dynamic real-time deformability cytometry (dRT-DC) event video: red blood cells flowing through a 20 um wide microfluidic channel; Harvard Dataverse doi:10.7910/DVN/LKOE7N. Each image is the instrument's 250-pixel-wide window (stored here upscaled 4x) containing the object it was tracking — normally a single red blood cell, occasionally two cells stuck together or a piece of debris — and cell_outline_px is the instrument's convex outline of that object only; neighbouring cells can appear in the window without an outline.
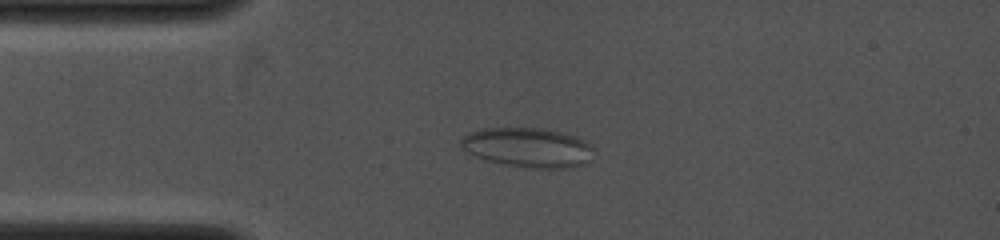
{"species": "common noctule bat (a hibernating species)", "species_latin": "Nyctalus noctula", "temperature_condition": "cold", "stored_images_in_passage": 27, "camera_frame_rate_fps": 4000, "um_per_image_px": 0.085, "animal": {"sex": "female", "body_mass_g": 19.0, "forearm_length_mm": 53.3}, "frame": {"image": 1, "passage_image": 5, "time_ms": 2.0, "image_size_px": [1000, 240], "cell_outline_px": [[592, 148], [588, 160], [584, 164], [564, 168], [536, 168], [500, 164], [476, 156], [460, 148], [460, 140], [468, 132], [480, 128], [544, 128], [560, 132], [572, 136], [588, 144]], "centroid_in_image_um": [44.77, 12.53], "position_along_channel_um": 40.2, "area_um2": 30.23}}
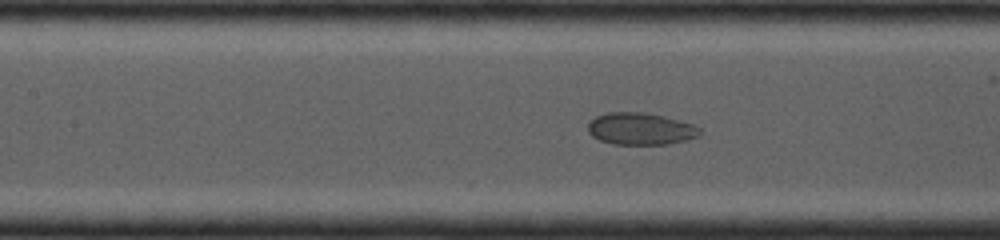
{"frame": {"image": 2, "passage_image": 12, "time_ms": 5.0, "image_size_px": [1000, 240], "cell_outline_px": [[700, 136], [668, 144], [612, 144], [600, 140], [592, 136], [588, 132], [588, 124], [596, 116], [608, 112], [644, 112], [664, 116], [696, 124], [700, 128]], "centroid_in_image_um": [54.47, 10.94], "position_along_channel_um": 152.9, "area_um2": 20.98}}
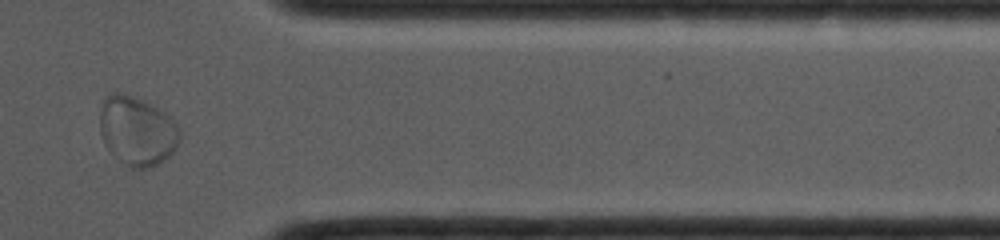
{"frame": {"image": 3, "passage_image": 24, "time_ms": 10.75, "image_size_px": [1000, 240], "cell_outline_px": [[180, 140], [176, 148], [160, 164], [152, 168], [128, 168], [108, 148], [100, 132], [100, 112], [104, 100], [108, 96], [116, 92], [152, 104], [164, 112], [176, 124], [180, 132]], "centroid_in_image_um": [11.68, 11.17], "position_along_channel_um": 399.7, "area_um2": 31.73}}